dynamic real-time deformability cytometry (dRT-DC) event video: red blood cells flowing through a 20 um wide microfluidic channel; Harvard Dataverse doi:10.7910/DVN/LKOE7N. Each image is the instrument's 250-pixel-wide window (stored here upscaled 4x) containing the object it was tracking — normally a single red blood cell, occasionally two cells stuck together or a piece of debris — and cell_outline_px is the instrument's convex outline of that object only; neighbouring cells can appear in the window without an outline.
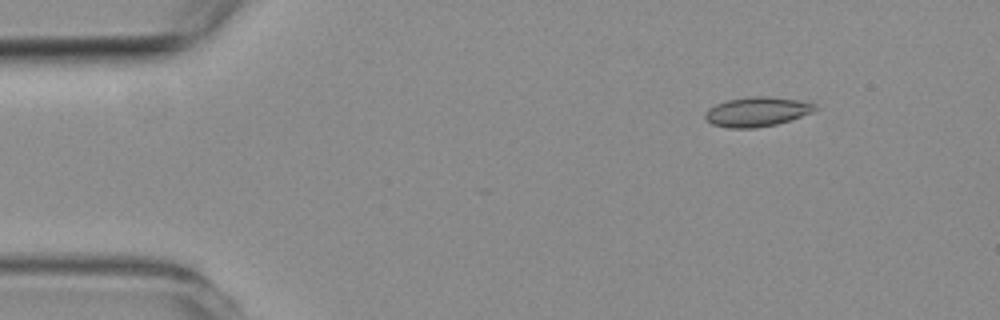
{"species": "common noctule bat (a hibernating species)", "species_latin": "Nyctalus noctula", "temperature_condition": "room temperature", "stored_images_in_passage": 4, "camera_frame_rate_fps": 3000, "um_per_image_px": 0.085, "animal": {"sex": "female", "body_mass_g": 19.3, "forearm_length_mm": 54.1}, "frame": {"image": 1, "passage_image": 1, "time_ms": 0.0, "image_size_px": [1000, 320], "cell_outline_px": [[820, 108], [812, 112], [776, 124], [756, 128], [728, 128], [712, 124], [704, 120], [704, 112], [708, 108], [716, 104], [728, 100], [756, 96], [768, 96], [796, 100], [816, 104]], "centroid_in_image_um": [64.3, 9.5], "position_along_channel_um": 20.7, "area_um2": 18.84}}
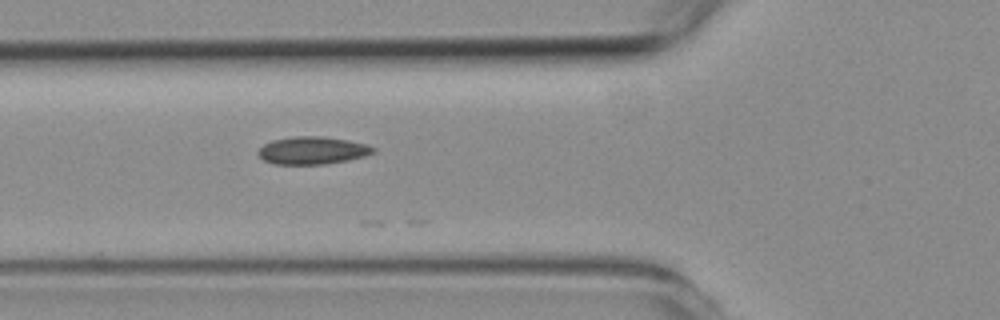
{"frame": {"image": 2, "passage_image": 4, "time_ms": 4.0, "image_size_px": [1000, 320], "cell_outline_px": [[376, 152], [364, 156], [348, 160], [324, 164], [272, 164], [264, 160], [256, 152], [264, 144], [272, 140], [296, 136], [324, 136], [348, 140], [364, 144], [376, 148]], "centroid_in_image_um": [26.55, 12.79], "position_along_channel_um": 99.2, "area_um2": 18.5}}